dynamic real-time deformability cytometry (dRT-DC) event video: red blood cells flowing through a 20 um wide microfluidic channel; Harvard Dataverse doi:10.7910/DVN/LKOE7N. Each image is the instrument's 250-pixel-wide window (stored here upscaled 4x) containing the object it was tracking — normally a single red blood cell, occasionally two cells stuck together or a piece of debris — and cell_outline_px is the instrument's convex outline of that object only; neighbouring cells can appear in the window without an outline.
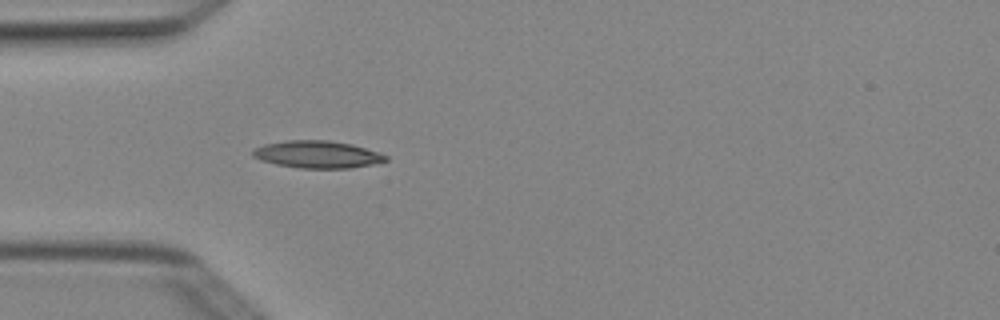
{"species": "Egyptian fruit bat (a non-hibernating species)", "species_latin": "Rousettus aegyptiacus", "temperature_condition": "cold", "stored_images_in_passage": 3, "camera_frame_rate_fps": 3000, "um_per_image_px": 0.085, "animal": {"sex": "female"}, "frame": {"image": 1, "passage_image": 3, "time_ms": 0.667, "image_size_px": [1000, 320], "cell_outline_px": [[388, 160], [372, 164], [352, 168], [300, 168], [276, 164], [260, 160], [252, 156], [252, 148], [264, 144], [288, 140], [328, 140], [352, 144], [388, 156]], "centroid_in_image_um": [26.93, 13.12], "position_along_channel_um": 58.1, "area_um2": 21.1}}